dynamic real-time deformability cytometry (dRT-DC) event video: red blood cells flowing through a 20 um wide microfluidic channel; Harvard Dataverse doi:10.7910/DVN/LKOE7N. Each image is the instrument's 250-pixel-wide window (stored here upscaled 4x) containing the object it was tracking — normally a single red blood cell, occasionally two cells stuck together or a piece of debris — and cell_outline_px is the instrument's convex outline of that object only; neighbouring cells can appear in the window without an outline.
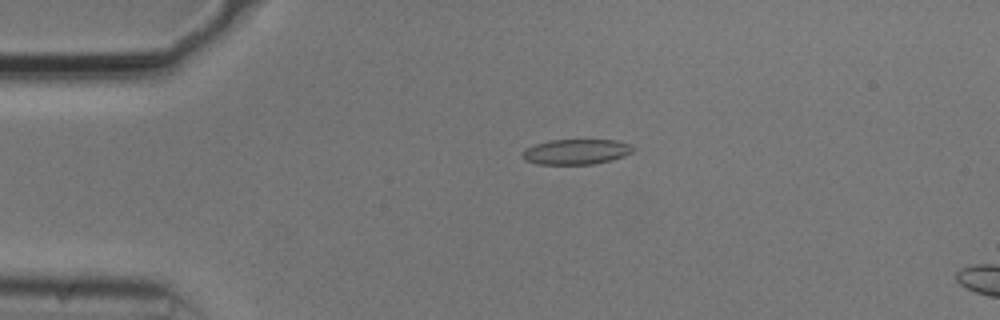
{"species": "common noctule bat (a hibernating species)", "species_latin": "Nyctalus noctula", "temperature_condition": "cold", "stored_images_in_passage": 16, "camera_frame_rate_fps": 3000, "um_per_image_px": 0.085, "animal": {"sex": "male", "body_mass_g": 20.5, "forearm_length_mm": 52.5}, "frame": {"image": 1, "passage_image": 12, "time_ms": 3.667, "image_size_px": [1000, 320], "cell_outline_px": [[636, 148], [632, 152], [624, 156], [592, 164], [536, 164], [524, 160], [520, 156], [524, 148], [536, 144], [552, 140], [616, 140], [628, 144]], "centroid_in_image_um": [48.92, 12.9], "position_along_channel_um": 36.1, "area_um2": 16.24}}